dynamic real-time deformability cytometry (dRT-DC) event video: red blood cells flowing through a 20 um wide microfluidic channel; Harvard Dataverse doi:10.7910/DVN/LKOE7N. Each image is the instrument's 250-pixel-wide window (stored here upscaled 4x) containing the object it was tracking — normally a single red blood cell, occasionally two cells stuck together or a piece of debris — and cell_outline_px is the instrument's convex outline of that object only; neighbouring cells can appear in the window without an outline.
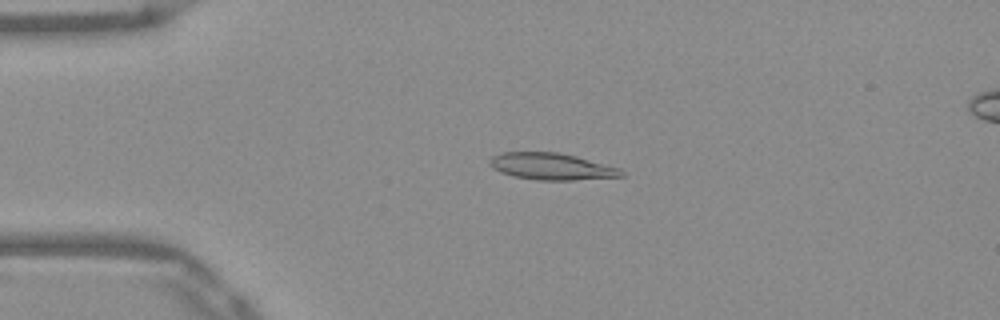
{"species": "Egyptian fruit bat (a non-hibernating species)", "species_latin": "Rousettus aegyptiacus", "temperature_condition": "warm", "stored_images_in_passage": 52, "camera_frame_rate_fps": 3000, "um_per_image_px": 0.085, "frame": {"image": 1, "passage_image": 12, "time_ms": 3.667, "image_size_px": [1000, 320], "cell_outline_px": [[624, 176], [572, 180], [536, 180], [512, 176], [500, 172], [492, 168], [488, 164], [488, 160], [492, 156], [500, 152], [556, 152], [576, 156], [620, 168], [624, 172]], "centroid_in_image_um": [46.83, 14.15], "position_along_channel_um": 38.2, "area_um2": 20.63}}
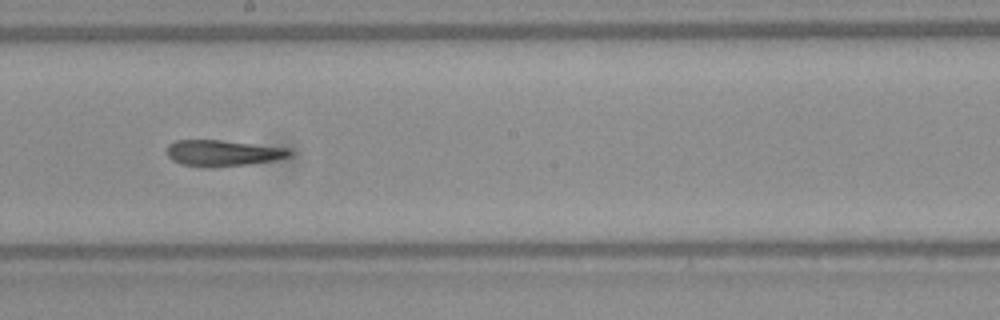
{"frame": {"image": 2, "passage_image": 29, "time_ms": 9.333, "image_size_px": [1000, 320], "cell_outline_px": [[292, 156], [276, 160], [248, 164], [180, 164], [172, 160], [168, 156], [168, 144], [176, 140], [220, 140], [288, 148], [292, 152]], "centroid_in_image_um": [18.99, 12.96], "position_along_channel_um": 229.2, "area_um2": 17.74}}
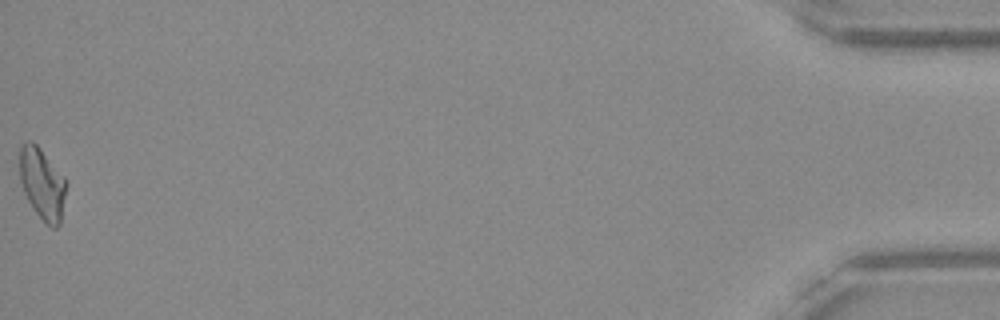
{"frame": {"image": 3, "passage_image": 52, "time_ms": 17.0, "image_size_px": [1000, 320], "cell_outline_px": [[68, 184], [60, 224], [56, 228], [52, 228], [36, 212], [28, 200], [24, 192], [20, 180], [20, 148], [28, 140], [32, 140], [40, 148], [64, 176]], "centroid_in_image_um": [3.62, 15.61], "position_along_channel_um": 431.6, "area_um2": 19.31}, "authors_computed_cell_mechanics": {"area_um2": 19.2474, "velocity_mm_per_s": 3.9396, "shape_relaxation_time_tau1_ms": null, "shape_relaxation_time_tau2_ms": 5.964, "deformation_change_tau1": null, "deformation_change_tau2": 0.1433}}